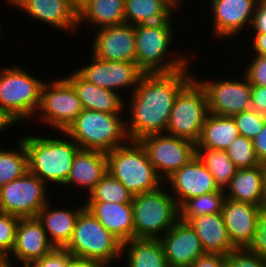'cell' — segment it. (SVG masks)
I'll use <instances>...</instances> for the list:
<instances>
[{
	"instance_id": "cell-42",
	"label": "cell",
	"mask_w": 266,
	"mask_h": 267,
	"mask_svg": "<svg viewBox=\"0 0 266 267\" xmlns=\"http://www.w3.org/2000/svg\"><path fill=\"white\" fill-rule=\"evenodd\" d=\"M244 73L252 86L266 87V56L256 55L252 58Z\"/></svg>"
},
{
	"instance_id": "cell-18",
	"label": "cell",
	"mask_w": 266,
	"mask_h": 267,
	"mask_svg": "<svg viewBox=\"0 0 266 267\" xmlns=\"http://www.w3.org/2000/svg\"><path fill=\"white\" fill-rule=\"evenodd\" d=\"M260 206L225 198L222 217L230 242L235 249L249 248L258 224Z\"/></svg>"
},
{
	"instance_id": "cell-54",
	"label": "cell",
	"mask_w": 266,
	"mask_h": 267,
	"mask_svg": "<svg viewBox=\"0 0 266 267\" xmlns=\"http://www.w3.org/2000/svg\"><path fill=\"white\" fill-rule=\"evenodd\" d=\"M17 1H19V0H8V2H9L11 5H12V4L15 5Z\"/></svg>"
},
{
	"instance_id": "cell-9",
	"label": "cell",
	"mask_w": 266,
	"mask_h": 267,
	"mask_svg": "<svg viewBox=\"0 0 266 267\" xmlns=\"http://www.w3.org/2000/svg\"><path fill=\"white\" fill-rule=\"evenodd\" d=\"M209 114L206 94L196 78L178 93L171 109L166 134L197 143Z\"/></svg>"
},
{
	"instance_id": "cell-51",
	"label": "cell",
	"mask_w": 266,
	"mask_h": 267,
	"mask_svg": "<svg viewBox=\"0 0 266 267\" xmlns=\"http://www.w3.org/2000/svg\"><path fill=\"white\" fill-rule=\"evenodd\" d=\"M88 0H69L70 4L79 11Z\"/></svg>"
},
{
	"instance_id": "cell-38",
	"label": "cell",
	"mask_w": 266,
	"mask_h": 267,
	"mask_svg": "<svg viewBox=\"0 0 266 267\" xmlns=\"http://www.w3.org/2000/svg\"><path fill=\"white\" fill-rule=\"evenodd\" d=\"M20 217L0 212V256H10Z\"/></svg>"
},
{
	"instance_id": "cell-35",
	"label": "cell",
	"mask_w": 266,
	"mask_h": 267,
	"mask_svg": "<svg viewBox=\"0 0 266 267\" xmlns=\"http://www.w3.org/2000/svg\"><path fill=\"white\" fill-rule=\"evenodd\" d=\"M133 195L109 172L96 184L86 201L132 203Z\"/></svg>"
},
{
	"instance_id": "cell-3",
	"label": "cell",
	"mask_w": 266,
	"mask_h": 267,
	"mask_svg": "<svg viewBox=\"0 0 266 267\" xmlns=\"http://www.w3.org/2000/svg\"><path fill=\"white\" fill-rule=\"evenodd\" d=\"M126 123L120 119V114L83 109L61 133L72 138L80 149L107 153L130 140L126 132Z\"/></svg>"
},
{
	"instance_id": "cell-15",
	"label": "cell",
	"mask_w": 266,
	"mask_h": 267,
	"mask_svg": "<svg viewBox=\"0 0 266 267\" xmlns=\"http://www.w3.org/2000/svg\"><path fill=\"white\" fill-rule=\"evenodd\" d=\"M96 31L92 41L95 57L106 61L135 62V26L124 23L104 26Z\"/></svg>"
},
{
	"instance_id": "cell-25",
	"label": "cell",
	"mask_w": 266,
	"mask_h": 267,
	"mask_svg": "<svg viewBox=\"0 0 266 267\" xmlns=\"http://www.w3.org/2000/svg\"><path fill=\"white\" fill-rule=\"evenodd\" d=\"M265 174V164L254 168L237 169L236 174L230 180V184L226 187L229 193H226L225 197L237 202L263 206Z\"/></svg>"
},
{
	"instance_id": "cell-16",
	"label": "cell",
	"mask_w": 266,
	"mask_h": 267,
	"mask_svg": "<svg viewBox=\"0 0 266 267\" xmlns=\"http://www.w3.org/2000/svg\"><path fill=\"white\" fill-rule=\"evenodd\" d=\"M165 180L170 183L179 208L190 198L225 191L219 188L213 175L196 156Z\"/></svg>"
},
{
	"instance_id": "cell-1",
	"label": "cell",
	"mask_w": 266,
	"mask_h": 267,
	"mask_svg": "<svg viewBox=\"0 0 266 267\" xmlns=\"http://www.w3.org/2000/svg\"><path fill=\"white\" fill-rule=\"evenodd\" d=\"M188 68L171 73H144L130 94V140L139 141L151 134L166 133L171 109L179 91L193 78Z\"/></svg>"
},
{
	"instance_id": "cell-47",
	"label": "cell",
	"mask_w": 266,
	"mask_h": 267,
	"mask_svg": "<svg viewBox=\"0 0 266 267\" xmlns=\"http://www.w3.org/2000/svg\"><path fill=\"white\" fill-rule=\"evenodd\" d=\"M67 267H107V266L105 264H102L94 260L72 257L69 260Z\"/></svg>"
},
{
	"instance_id": "cell-4",
	"label": "cell",
	"mask_w": 266,
	"mask_h": 267,
	"mask_svg": "<svg viewBox=\"0 0 266 267\" xmlns=\"http://www.w3.org/2000/svg\"><path fill=\"white\" fill-rule=\"evenodd\" d=\"M126 145L106 153L108 172L133 196L162 187L164 180L154 169L140 141L129 140Z\"/></svg>"
},
{
	"instance_id": "cell-32",
	"label": "cell",
	"mask_w": 266,
	"mask_h": 267,
	"mask_svg": "<svg viewBox=\"0 0 266 267\" xmlns=\"http://www.w3.org/2000/svg\"><path fill=\"white\" fill-rule=\"evenodd\" d=\"M196 157L213 175L219 188L225 190L238 169L226 150L196 148Z\"/></svg>"
},
{
	"instance_id": "cell-14",
	"label": "cell",
	"mask_w": 266,
	"mask_h": 267,
	"mask_svg": "<svg viewBox=\"0 0 266 267\" xmlns=\"http://www.w3.org/2000/svg\"><path fill=\"white\" fill-rule=\"evenodd\" d=\"M93 61L77 72L96 86L115 91L131 87V93L138 86L144 72L136 62L106 61L92 55Z\"/></svg>"
},
{
	"instance_id": "cell-31",
	"label": "cell",
	"mask_w": 266,
	"mask_h": 267,
	"mask_svg": "<svg viewBox=\"0 0 266 267\" xmlns=\"http://www.w3.org/2000/svg\"><path fill=\"white\" fill-rule=\"evenodd\" d=\"M125 23L133 26L172 20L173 8L165 0H125Z\"/></svg>"
},
{
	"instance_id": "cell-36",
	"label": "cell",
	"mask_w": 266,
	"mask_h": 267,
	"mask_svg": "<svg viewBox=\"0 0 266 267\" xmlns=\"http://www.w3.org/2000/svg\"><path fill=\"white\" fill-rule=\"evenodd\" d=\"M226 152L238 169L254 168L261 165L256 156L253 141L242 135H238L231 142Z\"/></svg>"
},
{
	"instance_id": "cell-27",
	"label": "cell",
	"mask_w": 266,
	"mask_h": 267,
	"mask_svg": "<svg viewBox=\"0 0 266 267\" xmlns=\"http://www.w3.org/2000/svg\"><path fill=\"white\" fill-rule=\"evenodd\" d=\"M188 223L197 233L205 253H218L226 256L235 249L229 240L221 213L193 217Z\"/></svg>"
},
{
	"instance_id": "cell-52",
	"label": "cell",
	"mask_w": 266,
	"mask_h": 267,
	"mask_svg": "<svg viewBox=\"0 0 266 267\" xmlns=\"http://www.w3.org/2000/svg\"><path fill=\"white\" fill-rule=\"evenodd\" d=\"M172 8L173 10L181 3L180 1L183 0H165ZM177 5V6H176Z\"/></svg>"
},
{
	"instance_id": "cell-17",
	"label": "cell",
	"mask_w": 266,
	"mask_h": 267,
	"mask_svg": "<svg viewBox=\"0 0 266 267\" xmlns=\"http://www.w3.org/2000/svg\"><path fill=\"white\" fill-rule=\"evenodd\" d=\"M159 240L170 267H189L199 256L205 254L195 230L181 219Z\"/></svg>"
},
{
	"instance_id": "cell-11",
	"label": "cell",
	"mask_w": 266,
	"mask_h": 267,
	"mask_svg": "<svg viewBox=\"0 0 266 267\" xmlns=\"http://www.w3.org/2000/svg\"><path fill=\"white\" fill-rule=\"evenodd\" d=\"M46 184L27 172L0 188V212L20 218L36 217L49 202Z\"/></svg>"
},
{
	"instance_id": "cell-45",
	"label": "cell",
	"mask_w": 266,
	"mask_h": 267,
	"mask_svg": "<svg viewBox=\"0 0 266 267\" xmlns=\"http://www.w3.org/2000/svg\"><path fill=\"white\" fill-rule=\"evenodd\" d=\"M253 34L266 33V4L259 0L252 21Z\"/></svg>"
},
{
	"instance_id": "cell-37",
	"label": "cell",
	"mask_w": 266,
	"mask_h": 267,
	"mask_svg": "<svg viewBox=\"0 0 266 267\" xmlns=\"http://www.w3.org/2000/svg\"><path fill=\"white\" fill-rule=\"evenodd\" d=\"M238 128L239 135L253 140L265 124V116L250 109L232 116Z\"/></svg>"
},
{
	"instance_id": "cell-41",
	"label": "cell",
	"mask_w": 266,
	"mask_h": 267,
	"mask_svg": "<svg viewBox=\"0 0 266 267\" xmlns=\"http://www.w3.org/2000/svg\"><path fill=\"white\" fill-rule=\"evenodd\" d=\"M266 260V206H260L254 240L248 248Z\"/></svg>"
},
{
	"instance_id": "cell-29",
	"label": "cell",
	"mask_w": 266,
	"mask_h": 267,
	"mask_svg": "<svg viewBox=\"0 0 266 267\" xmlns=\"http://www.w3.org/2000/svg\"><path fill=\"white\" fill-rule=\"evenodd\" d=\"M125 0H88L78 11V26L84 21L90 26L121 25L125 23Z\"/></svg>"
},
{
	"instance_id": "cell-34",
	"label": "cell",
	"mask_w": 266,
	"mask_h": 267,
	"mask_svg": "<svg viewBox=\"0 0 266 267\" xmlns=\"http://www.w3.org/2000/svg\"><path fill=\"white\" fill-rule=\"evenodd\" d=\"M224 192L226 193V190L214 191L190 198L179 208L180 219L184 222H188L193 217L221 213L226 198Z\"/></svg>"
},
{
	"instance_id": "cell-21",
	"label": "cell",
	"mask_w": 266,
	"mask_h": 267,
	"mask_svg": "<svg viewBox=\"0 0 266 267\" xmlns=\"http://www.w3.org/2000/svg\"><path fill=\"white\" fill-rule=\"evenodd\" d=\"M85 209L122 243L134 238L132 203L86 201Z\"/></svg>"
},
{
	"instance_id": "cell-24",
	"label": "cell",
	"mask_w": 266,
	"mask_h": 267,
	"mask_svg": "<svg viewBox=\"0 0 266 267\" xmlns=\"http://www.w3.org/2000/svg\"><path fill=\"white\" fill-rule=\"evenodd\" d=\"M75 88L83 109L103 113L120 114L123 112V99L116 91L102 88L88 82L77 70L66 77Z\"/></svg>"
},
{
	"instance_id": "cell-12",
	"label": "cell",
	"mask_w": 266,
	"mask_h": 267,
	"mask_svg": "<svg viewBox=\"0 0 266 267\" xmlns=\"http://www.w3.org/2000/svg\"><path fill=\"white\" fill-rule=\"evenodd\" d=\"M139 141L146 149L154 169L164 181L196 156V144L184 138L163 133L151 134Z\"/></svg>"
},
{
	"instance_id": "cell-53",
	"label": "cell",
	"mask_w": 266,
	"mask_h": 267,
	"mask_svg": "<svg viewBox=\"0 0 266 267\" xmlns=\"http://www.w3.org/2000/svg\"><path fill=\"white\" fill-rule=\"evenodd\" d=\"M264 206H266V174H265V194H264Z\"/></svg>"
},
{
	"instance_id": "cell-2",
	"label": "cell",
	"mask_w": 266,
	"mask_h": 267,
	"mask_svg": "<svg viewBox=\"0 0 266 267\" xmlns=\"http://www.w3.org/2000/svg\"><path fill=\"white\" fill-rule=\"evenodd\" d=\"M22 137L20 138L27 151L28 172L39 177L45 184L51 181L65 186L73 158L80 149L78 144L72 138L66 141L38 136Z\"/></svg>"
},
{
	"instance_id": "cell-7",
	"label": "cell",
	"mask_w": 266,
	"mask_h": 267,
	"mask_svg": "<svg viewBox=\"0 0 266 267\" xmlns=\"http://www.w3.org/2000/svg\"><path fill=\"white\" fill-rule=\"evenodd\" d=\"M122 244L84 208L77 217L73 236L65 249L73 257L94 260L108 266L122 255Z\"/></svg>"
},
{
	"instance_id": "cell-8",
	"label": "cell",
	"mask_w": 266,
	"mask_h": 267,
	"mask_svg": "<svg viewBox=\"0 0 266 267\" xmlns=\"http://www.w3.org/2000/svg\"><path fill=\"white\" fill-rule=\"evenodd\" d=\"M45 82L20 67L0 70V107L17 124L34 116L39 107L41 90Z\"/></svg>"
},
{
	"instance_id": "cell-5",
	"label": "cell",
	"mask_w": 266,
	"mask_h": 267,
	"mask_svg": "<svg viewBox=\"0 0 266 267\" xmlns=\"http://www.w3.org/2000/svg\"><path fill=\"white\" fill-rule=\"evenodd\" d=\"M172 24L169 20L135 26V62L144 73H171L188 67V58L183 56L173 58L166 55L172 43ZM166 57L169 58L166 60Z\"/></svg>"
},
{
	"instance_id": "cell-26",
	"label": "cell",
	"mask_w": 266,
	"mask_h": 267,
	"mask_svg": "<svg viewBox=\"0 0 266 267\" xmlns=\"http://www.w3.org/2000/svg\"><path fill=\"white\" fill-rule=\"evenodd\" d=\"M50 207V202L46 203L36 217L41 222L50 242L55 248H65L71 241L77 217L85 208V205L83 203L75 211L62 208L51 210L52 208Z\"/></svg>"
},
{
	"instance_id": "cell-20",
	"label": "cell",
	"mask_w": 266,
	"mask_h": 267,
	"mask_svg": "<svg viewBox=\"0 0 266 267\" xmlns=\"http://www.w3.org/2000/svg\"><path fill=\"white\" fill-rule=\"evenodd\" d=\"M55 249L37 217L20 218L15 244L11 251L14 257L26 267L29 263L43 258Z\"/></svg>"
},
{
	"instance_id": "cell-23",
	"label": "cell",
	"mask_w": 266,
	"mask_h": 267,
	"mask_svg": "<svg viewBox=\"0 0 266 267\" xmlns=\"http://www.w3.org/2000/svg\"><path fill=\"white\" fill-rule=\"evenodd\" d=\"M108 173L106 152L79 149L72 161L66 185L75 184L91 192L96 184Z\"/></svg>"
},
{
	"instance_id": "cell-6",
	"label": "cell",
	"mask_w": 266,
	"mask_h": 267,
	"mask_svg": "<svg viewBox=\"0 0 266 267\" xmlns=\"http://www.w3.org/2000/svg\"><path fill=\"white\" fill-rule=\"evenodd\" d=\"M132 206L137 239H160L180 219L174 196L161 187L133 196Z\"/></svg>"
},
{
	"instance_id": "cell-19",
	"label": "cell",
	"mask_w": 266,
	"mask_h": 267,
	"mask_svg": "<svg viewBox=\"0 0 266 267\" xmlns=\"http://www.w3.org/2000/svg\"><path fill=\"white\" fill-rule=\"evenodd\" d=\"M258 2L259 0H212L215 37L233 38L249 23L251 27Z\"/></svg>"
},
{
	"instance_id": "cell-40",
	"label": "cell",
	"mask_w": 266,
	"mask_h": 267,
	"mask_svg": "<svg viewBox=\"0 0 266 267\" xmlns=\"http://www.w3.org/2000/svg\"><path fill=\"white\" fill-rule=\"evenodd\" d=\"M72 254L65 248H55L43 258L29 263L26 267H67Z\"/></svg>"
},
{
	"instance_id": "cell-22",
	"label": "cell",
	"mask_w": 266,
	"mask_h": 267,
	"mask_svg": "<svg viewBox=\"0 0 266 267\" xmlns=\"http://www.w3.org/2000/svg\"><path fill=\"white\" fill-rule=\"evenodd\" d=\"M12 6L19 7L29 16L50 24L51 27L72 33L78 29V11L69 0H19Z\"/></svg>"
},
{
	"instance_id": "cell-43",
	"label": "cell",
	"mask_w": 266,
	"mask_h": 267,
	"mask_svg": "<svg viewBox=\"0 0 266 267\" xmlns=\"http://www.w3.org/2000/svg\"><path fill=\"white\" fill-rule=\"evenodd\" d=\"M189 267H227L226 256L218 253H205L199 256Z\"/></svg>"
},
{
	"instance_id": "cell-33",
	"label": "cell",
	"mask_w": 266,
	"mask_h": 267,
	"mask_svg": "<svg viewBox=\"0 0 266 267\" xmlns=\"http://www.w3.org/2000/svg\"><path fill=\"white\" fill-rule=\"evenodd\" d=\"M18 143L20 152L0 148V188L28 172V157L24 142L19 139Z\"/></svg>"
},
{
	"instance_id": "cell-39",
	"label": "cell",
	"mask_w": 266,
	"mask_h": 267,
	"mask_svg": "<svg viewBox=\"0 0 266 267\" xmlns=\"http://www.w3.org/2000/svg\"><path fill=\"white\" fill-rule=\"evenodd\" d=\"M227 267H266V260L248 248L234 249L226 255Z\"/></svg>"
},
{
	"instance_id": "cell-44",
	"label": "cell",
	"mask_w": 266,
	"mask_h": 267,
	"mask_svg": "<svg viewBox=\"0 0 266 267\" xmlns=\"http://www.w3.org/2000/svg\"><path fill=\"white\" fill-rule=\"evenodd\" d=\"M251 109L266 117V87L252 86Z\"/></svg>"
},
{
	"instance_id": "cell-28",
	"label": "cell",
	"mask_w": 266,
	"mask_h": 267,
	"mask_svg": "<svg viewBox=\"0 0 266 267\" xmlns=\"http://www.w3.org/2000/svg\"><path fill=\"white\" fill-rule=\"evenodd\" d=\"M238 135V128L233 117L209 113L196 148L226 150Z\"/></svg>"
},
{
	"instance_id": "cell-48",
	"label": "cell",
	"mask_w": 266,
	"mask_h": 267,
	"mask_svg": "<svg viewBox=\"0 0 266 267\" xmlns=\"http://www.w3.org/2000/svg\"><path fill=\"white\" fill-rule=\"evenodd\" d=\"M253 39L255 55L266 56V33H255Z\"/></svg>"
},
{
	"instance_id": "cell-49",
	"label": "cell",
	"mask_w": 266,
	"mask_h": 267,
	"mask_svg": "<svg viewBox=\"0 0 266 267\" xmlns=\"http://www.w3.org/2000/svg\"><path fill=\"white\" fill-rule=\"evenodd\" d=\"M13 120L0 107V131L13 126Z\"/></svg>"
},
{
	"instance_id": "cell-50",
	"label": "cell",
	"mask_w": 266,
	"mask_h": 267,
	"mask_svg": "<svg viewBox=\"0 0 266 267\" xmlns=\"http://www.w3.org/2000/svg\"><path fill=\"white\" fill-rule=\"evenodd\" d=\"M10 256H0V267H12Z\"/></svg>"
},
{
	"instance_id": "cell-10",
	"label": "cell",
	"mask_w": 266,
	"mask_h": 267,
	"mask_svg": "<svg viewBox=\"0 0 266 267\" xmlns=\"http://www.w3.org/2000/svg\"><path fill=\"white\" fill-rule=\"evenodd\" d=\"M45 82L42 86L38 109L43 123L64 132L83 110L73 85L64 79Z\"/></svg>"
},
{
	"instance_id": "cell-30",
	"label": "cell",
	"mask_w": 266,
	"mask_h": 267,
	"mask_svg": "<svg viewBox=\"0 0 266 267\" xmlns=\"http://www.w3.org/2000/svg\"><path fill=\"white\" fill-rule=\"evenodd\" d=\"M128 267H170L159 239H137L122 244Z\"/></svg>"
},
{
	"instance_id": "cell-46",
	"label": "cell",
	"mask_w": 266,
	"mask_h": 267,
	"mask_svg": "<svg viewBox=\"0 0 266 267\" xmlns=\"http://www.w3.org/2000/svg\"><path fill=\"white\" fill-rule=\"evenodd\" d=\"M252 141L258 160L266 165V119L262 131Z\"/></svg>"
},
{
	"instance_id": "cell-13",
	"label": "cell",
	"mask_w": 266,
	"mask_h": 267,
	"mask_svg": "<svg viewBox=\"0 0 266 267\" xmlns=\"http://www.w3.org/2000/svg\"><path fill=\"white\" fill-rule=\"evenodd\" d=\"M209 113L220 116H234L251 109L252 85L247 77L244 80L202 81Z\"/></svg>"
}]
</instances>
